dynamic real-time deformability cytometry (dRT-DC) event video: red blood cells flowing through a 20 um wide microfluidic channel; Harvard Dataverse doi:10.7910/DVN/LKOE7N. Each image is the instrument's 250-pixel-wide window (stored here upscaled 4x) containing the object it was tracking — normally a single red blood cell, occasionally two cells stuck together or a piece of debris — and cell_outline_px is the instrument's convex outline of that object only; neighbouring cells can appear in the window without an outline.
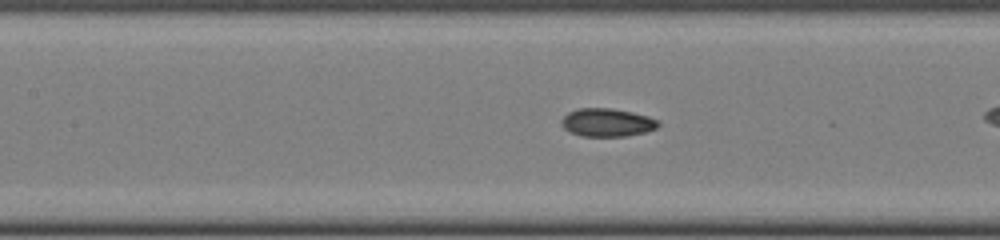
{"species": "common noctule bat (a hibernating species)", "species_latin": "Nyctalus noctula", "temperature_condition": "cold", "stored_images_in_passage": 36, "camera_frame_rate_fps": 3000, "um_per_image_px": 0.085, "animal": {"sex": "female", "body_mass_g": 22.0, "forearm_length_mm": 56.7}, "frame": {"image": 1, "passage_image": 21, "time_ms": 6.667, "image_size_px": [1000, 240], "cell_outline_px": [[660, 124], [656, 128], [644, 132], [628, 136], [580, 136], [568, 132], [560, 124], [560, 120], [568, 112], [580, 108], [612, 108], [632, 112], [648, 116], [660, 120]], "centroid_in_image_um": [51.59, 10.41], "position_along_channel_um": 155.8, "area_um2": 16.07}}